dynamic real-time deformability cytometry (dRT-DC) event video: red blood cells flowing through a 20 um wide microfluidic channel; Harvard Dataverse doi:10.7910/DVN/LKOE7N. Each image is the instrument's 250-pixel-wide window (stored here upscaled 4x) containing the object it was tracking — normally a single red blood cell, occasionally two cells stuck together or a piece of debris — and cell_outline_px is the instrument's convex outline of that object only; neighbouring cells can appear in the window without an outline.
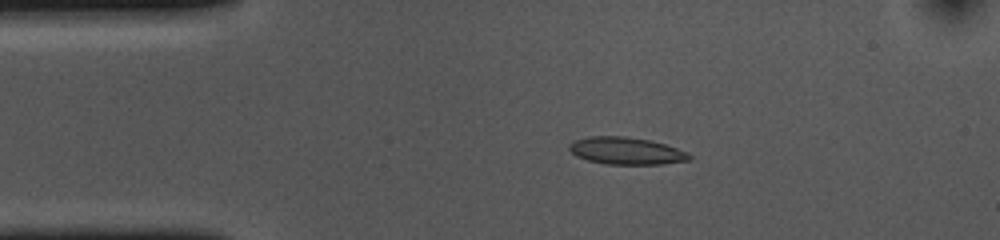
{"species": "common noctule bat (a hibernating species)", "species_latin": "Nyctalus noctula", "temperature_condition": "cold", "stored_images_in_passage": 54, "camera_frame_rate_fps": 3000, "um_per_image_px": 0.085, "animal": {"sex": "female", "body_mass_g": 10.0, "forearm_length_mm": 53.1}, "frame": {"image": 1, "passage_image": 9, "time_ms": 2.667, "image_size_px": [1000, 240], "cell_outline_px": [[692, 160], [660, 164], [604, 164], [588, 160], [576, 156], [568, 148], [568, 144], [572, 140], [588, 136], [624, 136], [648, 140], [664, 144], [688, 152], [692, 156]], "centroid_in_image_um": [53.2, 12.82], "position_along_channel_um": 31.8, "area_um2": 19.13}}
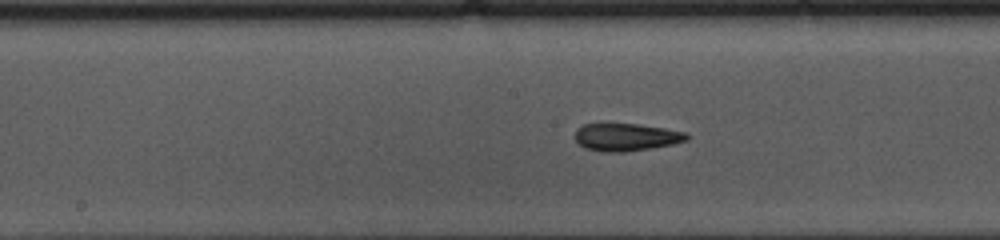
{"frame": {"image": 2, "passage_image": 25, "time_ms": 8.0, "image_size_px": [1000, 240], "cell_outline_px": [[688, 140], [672, 144], [624, 152], [600, 152], [584, 148], [576, 140], [576, 128], [584, 124], [636, 124], [664, 128], [684, 132], [688, 136]], "centroid_in_image_um": [53.19, 11.66], "position_along_channel_um": 195.0, "area_um2": 17.74}}
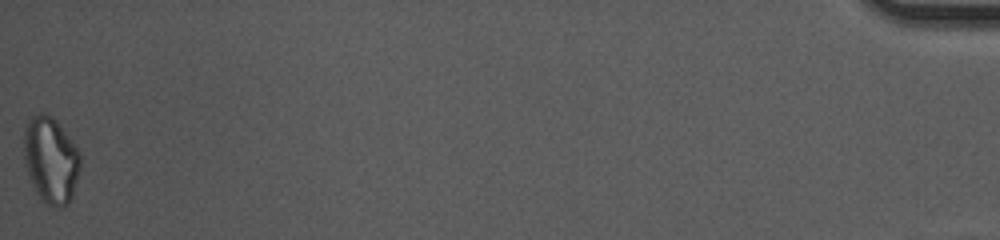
{"frame": {"image": 3, "passage_image": 53, "time_ms": 17.333, "image_size_px": [1000, 240], "cell_outline_px": [[80, 168], [72, 196], [68, 204], [64, 208], [56, 208], [40, 200], [28, 176], [24, 156], [24, 128], [28, 120], [32, 116], [40, 112], [44, 112], [52, 116], [56, 120], [72, 140], [80, 152]], "centroid_in_image_um": [4.32, 13.6], "position_along_channel_um": 430.9, "area_um2": 28.67}, "authors_computed_cell_mechanics": {"area_um2": 18.4382, "velocity_mm_per_s": 3.6538, "shape_relaxation_time_tau1_ms": 5.6391, "shape_relaxation_time_tau2_ms": 3.145, "deformation_change_tau1": 0.1487, "deformation_change_tau2": 0.1032}}